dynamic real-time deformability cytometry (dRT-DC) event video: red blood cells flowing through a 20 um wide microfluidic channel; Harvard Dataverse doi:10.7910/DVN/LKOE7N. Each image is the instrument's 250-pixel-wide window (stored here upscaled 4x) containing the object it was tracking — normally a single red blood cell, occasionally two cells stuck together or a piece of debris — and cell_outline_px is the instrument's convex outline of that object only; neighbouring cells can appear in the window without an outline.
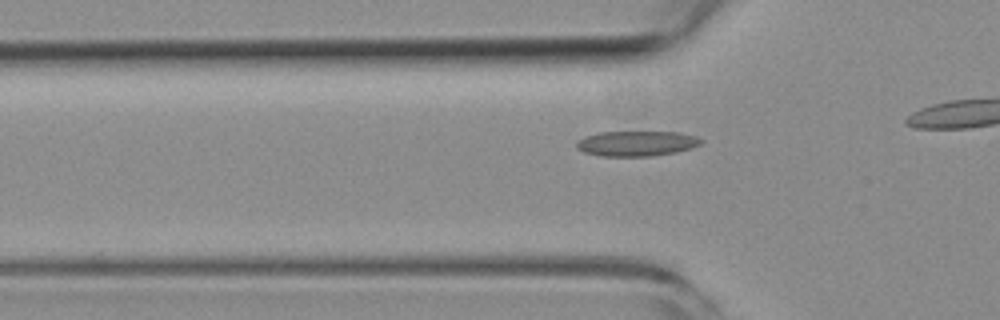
{"species": "common noctule bat (a hibernating species)", "species_latin": "Nyctalus noctula", "temperature_condition": "room temperature", "stored_images_in_passage": 40, "camera_frame_rate_fps": 3000, "um_per_image_px": 0.085, "animal": {"sex": "female", "body_mass_g": 19.3, "forearm_length_mm": 54.1}, "frame": {"image": 1, "passage_image": 15, "time_ms": 4.667, "image_size_px": [1000, 320], "cell_outline_px": [[704, 140], [700, 144], [692, 148], [676, 152], [652, 156], [600, 156], [584, 152], [576, 148], [576, 140], [584, 136], [600, 132], [680, 132], [696, 136]], "centroid_in_image_um": [54.1, 12.19], "position_along_channel_um": 71.7, "area_um2": 18.44}}
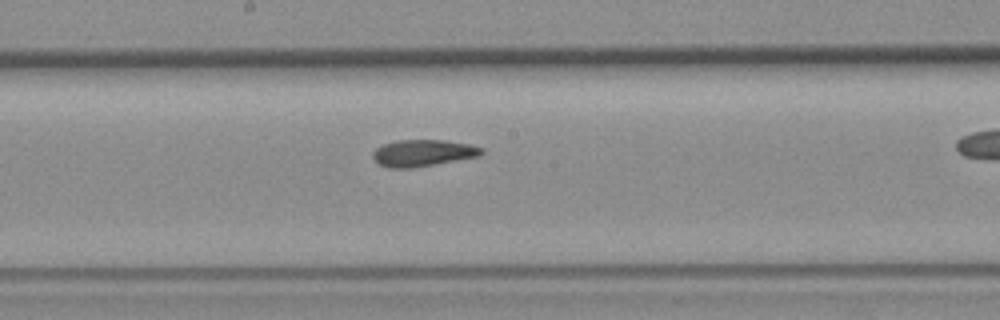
{"frame": {"image": 2, "passage_image": 26, "time_ms": 8.333, "image_size_px": [1000, 320], "cell_outline_px": [[484, 152], [480, 156], [412, 168], [388, 168], [380, 164], [372, 156], [372, 152], [376, 148], [384, 144], [396, 140], [444, 140], [468, 144], [484, 148]], "centroid_in_image_um": [35.96, 13.0], "position_along_channel_um": 212.2, "area_um2": 16.88}}
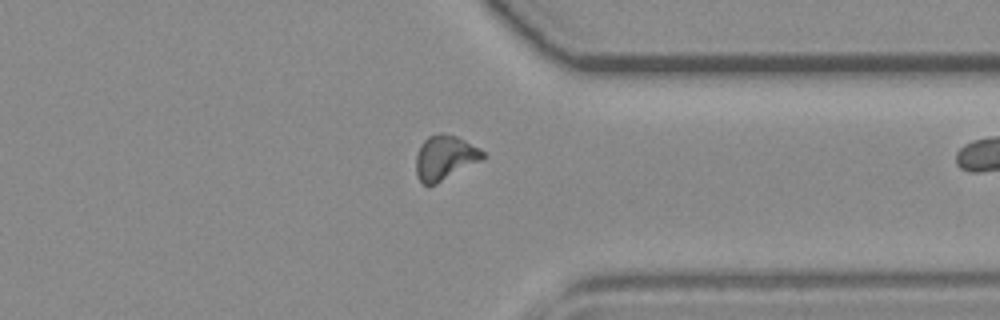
{"frame": {"image": 3, "passage_image": 39, "time_ms": 12.667, "image_size_px": [1000, 320], "cell_outline_px": [[484, 160], [436, 184], [424, 184], [416, 176], [416, 156], [420, 144], [428, 136], [440, 132], [456, 136], [480, 148], [484, 152]], "centroid_in_image_um": [37.82, 13.39], "position_along_channel_um": 373.6, "area_um2": 17.51}}